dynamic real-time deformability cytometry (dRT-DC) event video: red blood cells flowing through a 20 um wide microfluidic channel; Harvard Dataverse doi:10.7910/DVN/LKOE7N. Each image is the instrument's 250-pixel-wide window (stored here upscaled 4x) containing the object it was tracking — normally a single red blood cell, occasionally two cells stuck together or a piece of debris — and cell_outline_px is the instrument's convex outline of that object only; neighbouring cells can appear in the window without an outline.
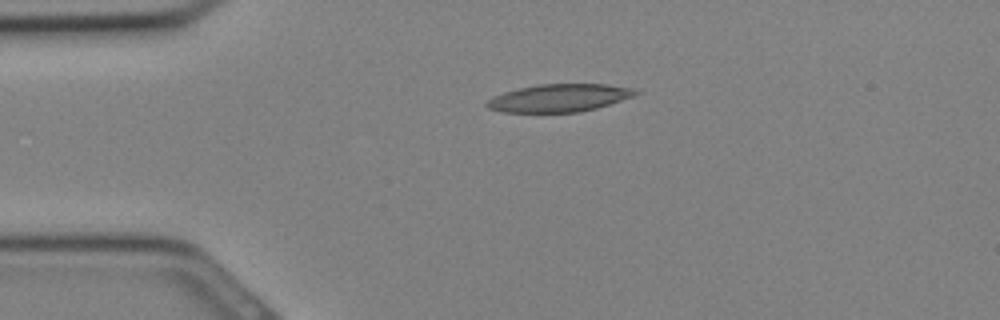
{"species": "Egyptian fruit bat (a non-hibernating species)", "species_latin": "Rousettus aegyptiacus", "temperature_condition": "cold", "stored_images_in_passage": 13, "camera_frame_rate_fps": 3000, "um_per_image_px": 0.085, "animal": {"sex": "female"}, "frame": {"image": 1, "passage_image": 1, "time_ms": 0.0, "image_size_px": [1000, 320], "cell_outline_px": [[640, 92], [632, 96], [596, 108], [580, 112], [504, 112], [488, 108], [484, 104], [488, 100], [504, 92], [520, 88], [540, 84], [604, 84], [632, 88]], "centroid_in_image_um": [47.51, 8.33], "position_along_channel_um": 37.5, "area_um2": 23.64}}
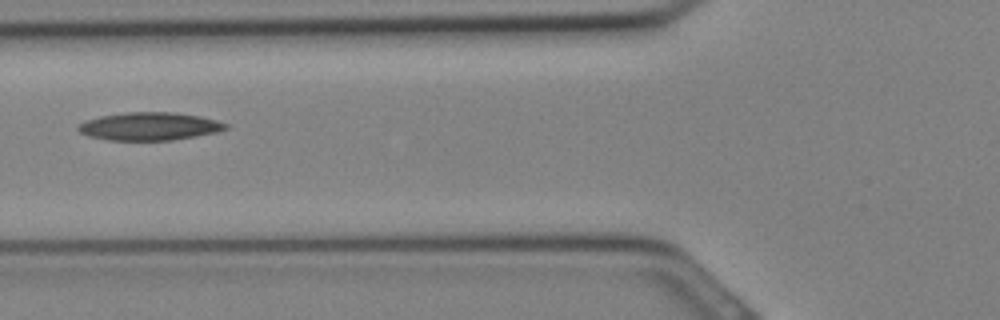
{"frame": {"image": 2, "passage_image": 6, "time_ms": 1.667, "image_size_px": [1000, 320], "cell_outline_px": [[228, 128], [216, 132], [196, 136], [172, 140], [108, 140], [88, 136], [80, 132], [76, 128], [80, 124], [88, 120], [100, 116], [124, 112], [172, 112], [200, 116], [216, 120], [228, 124]], "centroid_in_image_um": [12.71, 10.73], "position_along_channel_um": 113.1, "area_um2": 23.93}}
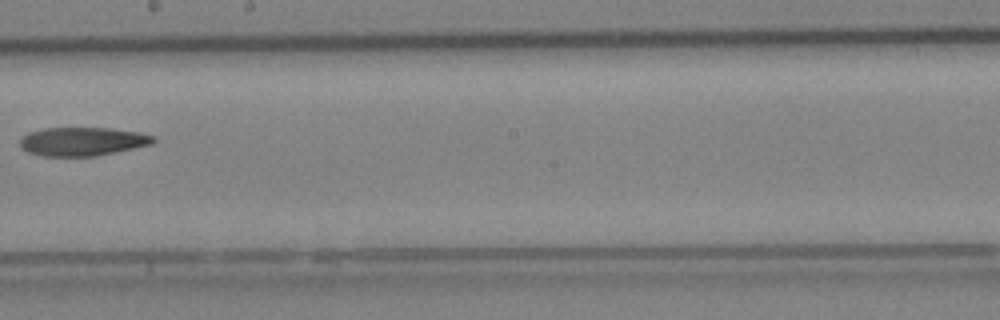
{"frame": {"image": 3, "passage_image": 12, "time_ms": 3.667, "image_size_px": [1000, 320], "cell_outline_px": [[156, 140], [152, 144], [96, 156], [44, 156], [28, 152], [20, 144], [20, 140], [28, 132], [44, 128], [112, 128], [140, 132], [156, 136]], "centroid_in_image_um": [7.05, 12.01], "position_along_channel_um": 241.1, "area_um2": 22.2}}